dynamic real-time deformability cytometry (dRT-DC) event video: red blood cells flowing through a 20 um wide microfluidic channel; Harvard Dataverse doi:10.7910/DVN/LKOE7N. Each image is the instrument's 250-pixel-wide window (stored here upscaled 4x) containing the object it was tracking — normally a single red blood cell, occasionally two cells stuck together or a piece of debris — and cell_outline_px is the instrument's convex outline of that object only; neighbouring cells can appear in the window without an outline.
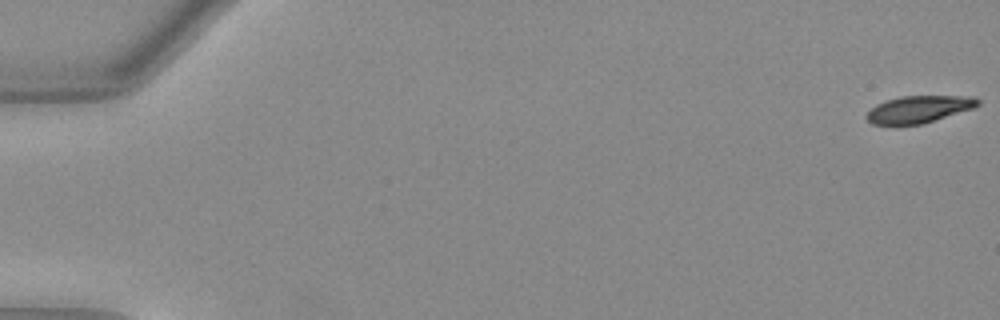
{"species": "Egyptian fruit bat (a non-hibernating species)", "species_latin": "Rousettus aegyptiacus", "temperature_condition": "warm", "stored_images_in_passage": 13, "camera_frame_rate_fps": 3000, "um_per_image_px": 0.085, "animal": {"sex": "female"}, "frame": {"image": 1, "passage_image": 1, "time_ms": 0.0, "image_size_px": [1000, 320], "cell_outline_px": [[980, 104], [972, 108], [920, 124], [872, 124], [864, 116], [876, 104], [900, 96], [976, 96], [980, 100]], "centroid_in_image_um": [78.1, 9.26], "position_along_channel_um": 6.9, "area_um2": 17.22}}